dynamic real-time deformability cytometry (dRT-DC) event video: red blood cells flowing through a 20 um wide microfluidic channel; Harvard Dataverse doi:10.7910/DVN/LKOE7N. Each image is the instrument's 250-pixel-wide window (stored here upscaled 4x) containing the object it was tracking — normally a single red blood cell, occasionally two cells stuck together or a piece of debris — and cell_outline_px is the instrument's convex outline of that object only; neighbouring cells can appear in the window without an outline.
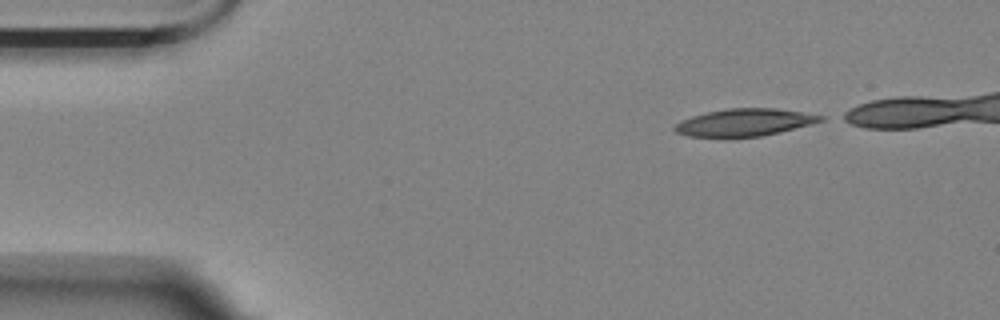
{"species": "Egyptian fruit bat (a non-hibernating species)", "species_latin": "Rousettus aegyptiacus", "temperature_condition": "room temperature", "stored_images_in_passage": 23, "camera_frame_rate_fps": 3000, "um_per_image_px": 0.085, "animal": {"sex": "female"}, "frame": {"image": 1, "passage_image": 1, "time_ms": 0.0, "image_size_px": [1000, 320], "cell_outline_px": [[828, 116], [824, 120], [812, 124], [780, 132], [760, 136], [728, 140], [724, 140], [688, 136], [676, 132], [672, 128], [680, 120], [692, 116], [708, 112], [728, 108], [776, 108]], "centroid_in_image_um": [63.25, 10.45], "position_along_channel_um": 21.8, "area_um2": 24.16}}
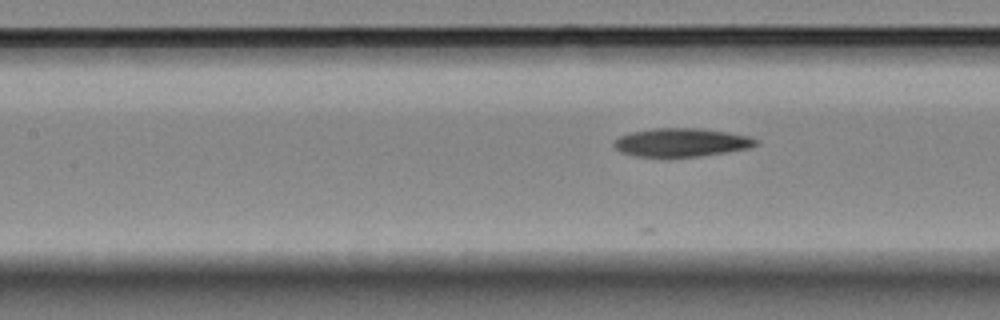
{"frame": {"image": 2, "passage_image": 18, "time_ms": 5.667, "image_size_px": [1000, 320], "cell_outline_px": [[760, 144], [748, 148], [700, 156], [636, 156], [620, 152], [612, 144], [620, 136], [632, 132], [656, 128], [700, 128], [728, 132], [748, 136], [760, 140]], "centroid_in_image_um": [57.95, 12.1], "position_along_channel_um": 149.4, "area_um2": 23.29}}
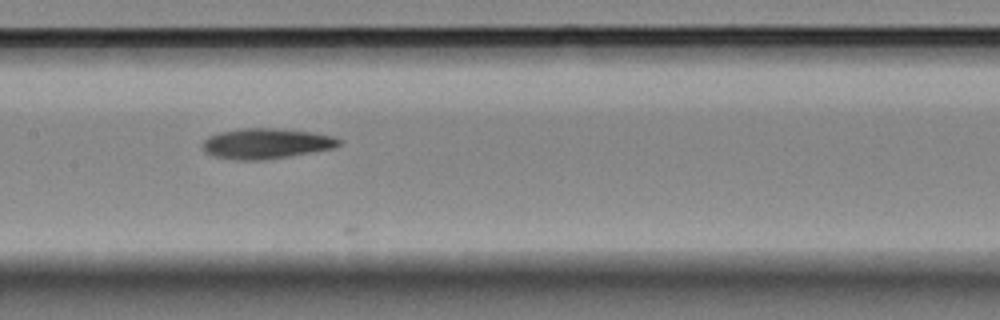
{"frame": {"image": 3, "passage_image": 21, "time_ms": 6.667, "image_size_px": [1000, 320], "cell_outline_px": [[344, 140], [336, 148], [264, 160], [236, 160], [212, 156], [204, 152], [200, 148], [200, 144], [208, 136], [220, 132], [240, 128], [276, 128], [312, 132], [332, 136]], "centroid_in_image_um": [22.59, 12.2], "position_along_channel_um": 184.8, "area_um2": 24.51}}